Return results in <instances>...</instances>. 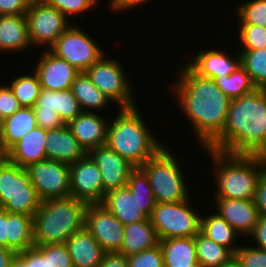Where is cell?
Returning <instances> with one entry per match:
<instances>
[{"label":"cell","instance_id":"obj_1","mask_svg":"<svg viewBox=\"0 0 266 267\" xmlns=\"http://www.w3.org/2000/svg\"><path fill=\"white\" fill-rule=\"evenodd\" d=\"M171 85L182 113L190 120L197 143L207 148L223 131L231 99L212 78L197 74L187 63Z\"/></svg>","mask_w":266,"mask_h":267},{"label":"cell","instance_id":"obj_2","mask_svg":"<svg viewBox=\"0 0 266 267\" xmlns=\"http://www.w3.org/2000/svg\"><path fill=\"white\" fill-rule=\"evenodd\" d=\"M266 146V89L231 99L222 133L207 147L234 155H256Z\"/></svg>","mask_w":266,"mask_h":267},{"label":"cell","instance_id":"obj_3","mask_svg":"<svg viewBox=\"0 0 266 267\" xmlns=\"http://www.w3.org/2000/svg\"><path fill=\"white\" fill-rule=\"evenodd\" d=\"M110 122L106 145L135 168H140L165 146L152 134L137 106L119 108Z\"/></svg>","mask_w":266,"mask_h":267},{"label":"cell","instance_id":"obj_4","mask_svg":"<svg viewBox=\"0 0 266 267\" xmlns=\"http://www.w3.org/2000/svg\"><path fill=\"white\" fill-rule=\"evenodd\" d=\"M87 203L71 196L41 201L33 215L34 244L65 243L85 223Z\"/></svg>","mask_w":266,"mask_h":267},{"label":"cell","instance_id":"obj_5","mask_svg":"<svg viewBox=\"0 0 266 267\" xmlns=\"http://www.w3.org/2000/svg\"><path fill=\"white\" fill-rule=\"evenodd\" d=\"M214 164V198L253 199L263 172L255 155H234L204 148Z\"/></svg>","mask_w":266,"mask_h":267},{"label":"cell","instance_id":"obj_6","mask_svg":"<svg viewBox=\"0 0 266 267\" xmlns=\"http://www.w3.org/2000/svg\"><path fill=\"white\" fill-rule=\"evenodd\" d=\"M169 149L164 146L140 167L148 177L158 203L181 202L190 198L180 162Z\"/></svg>","mask_w":266,"mask_h":267},{"label":"cell","instance_id":"obj_7","mask_svg":"<svg viewBox=\"0 0 266 267\" xmlns=\"http://www.w3.org/2000/svg\"><path fill=\"white\" fill-rule=\"evenodd\" d=\"M40 203L28 171L0 154V207L9 213L33 216Z\"/></svg>","mask_w":266,"mask_h":267},{"label":"cell","instance_id":"obj_8","mask_svg":"<svg viewBox=\"0 0 266 267\" xmlns=\"http://www.w3.org/2000/svg\"><path fill=\"white\" fill-rule=\"evenodd\" d=\"M189 200L156 203L150 220L159 240L195 237L200 232L201 215Z\"/></svg>","mask_w":266,"mask_h":267},{"label":"cell","instance_id":"obj_9","mask_svg":"<svg viewBox=\"0 0 266 267\" xmlns=\"http://www.w3.org/2000/svg\"><path fill=\"white\" fill-rule=\"evenodd\" d=\"M103 55L99 60L92 64L85 72L90 77L92 83L110 101L116 103L118 108H134L136 102L133 96V86L125 74L124 66L115 59ZM107 58V59H106ZM132 87V88H131Z\"/></svg>","mask_w":266,"mask_h":267},{"label":"cell","instance_id":"obj_10","mask_svg":"<svg viewBox=\"0 0 266 267\" xmlns=\"http://www.w3.org/2000/svg\"><path fill=\"white\" fill-rule=\"evenodd\" d=\"M33 110L37 126L47 131L68 124L82 112L71 88L60 91L42 89Z\"/></svg>","mask_w":266,"mask_h":267},{"label":"cell","instance_id":"obj_11","mask_svg":"<svg viewBox=\"0 0 266 267\" xmlns=\"http://www.w3.org/2000/svg\"><path fill=\"white\" fill-rule=\"evenodd\" d=\"M30 43L50 49L61 34L70 27V21L53 6L41 0H31L25 14Z\"/></svg>","mask_w":266,"mask_h":267},{"label":"cell","instance_id":"obj_12","mask_svg":"<svg viewBox=\"0 0 266 267\" xmlns=\"http://www.w3.org/2000/svg\"><path fill=\"white\" fill-rule=\"evenodd\" d=\"M82 28L68 27L49 49L57 57L66 60L80 72H85L104 55L96 40L91 39Z\"/></svg>","mask_w":266,"mask_h":267},{"label":"cell","instance_id":"obj_13","mask_svg":"<svg viewBox=\"0 0 266 267\" xmlns=\"http://www.w3.org/2000/svg\"><path fill=\"white\" fill-rule=\"evenodd\" d=\"M41 201L70 196L69 165L55 160H42L25 168Z\"/></svg>","mask_w":266,"mask_h":267},{"label":"cell","instance_id":"obj_14","mask_svg":"<svg viewBox=\"0 0 266 267\" xmlns=\"http://www.w3.org/2000/svg\"><path fill=\"white\" fill-rule=\"evenodd\" d=\"M84 227L106 253L119 251L125 233L124 225L104 205L87 204Z\"/></svg>","mask_w":266,"mask_h":267},{"label":"cell","instance_id":"obj_15","mask_svg":"<svg viewBox=\"0 0 266 267\" xmlns=\"http://www.w3.org/2000/svg\"><path fill=\"white\" fill-rule=\"evenodd\" d=\"M70 196L87 204L101 203L103 191L101 172L93 159L86 154L82 159L69 165Z\"/></svg>","mask_w":266,"mask_h":267},{"label":"cell","instance_id":"obj_16","mask_svg":"<svg viewBox=\"0 0 266 267\" xmlns=\"http://www.w3.org/2000/svg\"><path fill=\"white\" fill-rule=\"evenodd\" d=\"M87 154L93 159L101 172L102 186L105 193L126 186L130 173L135 169L133 165L106 144L91 149Z\"/></svg>","mask_w":266,"mask_h":267},{"label":"cell","instance_id":"obj_17","mask_svg":"<svg viewBox=\"0 0 266 267\" xmlns=\"http://www.w3.org/2000/svg\"><path fill=\"white\" fill-rule=\"evenodd\" d=\"M39 57L34 72L38 75L42 89L60 91L70 89L80 73L66 60L46 49Z\"/></svg>","mask_w":266,"mask_h":267},{"label":"cell","instance_id":"obj_18","mask_svg":"<svg viewBox=\"0 0 266 267\" xmlns=\"http://www.w3.org/2000/svg\"><path fill=\"white\" fill-rule=\"evenodd\" d=\"M216 212L226 220L229 225L242 236H248L254 229L259 212L253 199L214 198Z\"/></svg>","mask_w":266,"mask_h":267},{"label":"cell","instance_id":"obj_19","mask_svg":"<svg viewBox=\"0 0 266 267\" xmlns=\"http://www.w3.org/2000/svg\"><path fill=\"white\" fill-rule=\"evenodd\" d=\"M109 121L95 112H81L67 126L79 145L88 153L91 149L106 144Z\"/></svg>","mask_w":266,"mask_h":267},{"label":"cell","instance_id":"obj_20","mask_svg":"<svg viewBox=\"0 0 266 267\" xmlns=\"http://www.w3.org/2000/svg\"><path fill=\"white\" fill-rule=\"evenodd\" d=\"M45 150L47 159L68 165L82 159L87 154L67 124L47 131Z\"/></svg>","mask_w":266,"mask_h":267},{"label":"cell","instance_id":"obj_21","mask_svg":"<svg viewBox=\"0 0 266 267\" xmlns=\"http://www.w3.org/2000/svg\"><path fill=\"white\" fill-rule=\"evenodd\" d=\"M46 135L47 130L36 126L14 144L4 154V157L21 168H27L33 163L46 160Z\"/></svg>","mask_w":266,"mask_h":267},{"label":"cell","instance_id":"obj_22","mask_svg":"<svg viewBox=\"0 0 266 267\" xmlns=\"http://www.w3.org/2000/svg\"><path fill=\"white\" fill-rule=\"evenodd\" d=\"M187 64L199 75L215 79L216 77L228 76L240 66V53L235 57L223 51L202 50L192 56Z\"/></svg>","mask_w":266,"mask_h":267},{"label":"cell","instance_id":"obj_23","mask_svg":"<svg viewBox=\"0 0 266 267\" xmlns=\"http://www.w3.org/2000/svg\"><path fill=\"white\" fill-rule=\"evenodd\" d=\"M64 244L71 256L73 267H99L106 253L85 227L72 234Z\"/></svg>","mask_w":266,"mask_h":267},{"label":"cell","instance_id":"obj_24","mask_svg":"<svg viewBox=\"0 0 266 267\" xmlns=\"http://www.w3.org/2000/svg\"><path fill=\"white\" fill-rule=\"evenodd\" d=\"M123 225L146 220L127 186L105 193L101 202Z\"/></svg>","mask_w":266,"mask_h":267},{"label":"cell","instance_id":"obj_25","mask_svg":"<svg viewBox=\"0 0 266 267\" xmlns=\"http://www.w3.org/2000/svg\"><path fill=\"white\" fill-rule=\"evenodd\" d=\"M124 229L125 233L121 247L117 252L119 254L128 257L159 244L156 230L148 218L143 221L124 225Z\"/></svg>","mask_w":266,"mask_h":267},{"label":"cell","instance_id":"obj_26","mask_svg":"<svg viewBox=\"0 0 266 267\" xmlns=\"http://www.w3.org/2000/svg\"><path fill=\"white\" fill-rule=\"evenodd\" d=\"M30 47L32 44L30 43L26 16H0V52H21Z\"/></svg>","mask_w":266,"mask_h":267},{"label":"cell","instance_id":"obj_27","mask_svg":"<svg viewBox=\"0 0 266 267\" xmlns=\"http://www.w3.org/2000/svg\"><path fill=\"white\" fill-rule=\"evenodd\" d=\"M164 267H191L198 264L194 237L159 240Z\"/></svg>","mask_w":266,"mask_h":267},{"label":"cell","instance_id":"obj_28","mask_svg":"<svg viewBox=\"0 0 266 267\" xmlns=\"http://www.w3.org/2000/svg\"><path fill=\"white\" fill-rule=\"evenodd\" d=\"M37 126L33 107H21L2 120V155Z\"/></svg>","mask_w":266,"mask_h":267},{"label":"cell","instance_id":"obj_29","mask_svg":"<svg viewBox=\"0 0 266 267\" xmlns=\"http://www.w3.org/2000/svg\"><path fill=\"white\" fill-rule=\"evenodd\" d=\"M71 90L78 100L82 112L100 111L106 108L110 99L91 81L86 72H80L74 79ZM93 109V110H92Z\"/></svg>","mask_w":266,"mask_h":267},{"label":"cell","instance_id":"obj_30","mask_svg":"<svg viewBox=\"0 0 266 267\" xmlns=\"http://www.w3.org/2000/svg\"><path fill=\"white\" fill-rule=\"evenodd\" d=\"M7 248L16 253L35 246L33 216L8 212Z\"/></svg>","mask_w":266,"mask_h":267},{"label":"cell","instance_id":"obj_31","mask_svg":"<svg viewBox=\"0 0 266 267\" xmlns=\"http://www.w3.org/2000/svg\"><path fill=\"white\" fill-rule=\"evenodd\" d=\"M200 232L208 239L228 248L233 254L240 247L234 245L240 235L217 212L209 216L201 215Z\"/></svg>","mask_w":266,"mask_h":267},{"label":"cell","instance_id":"obj_32","mask_svg":"<svg viewBox=\"0 0 266 267\" xmlns=\"http://www.w3.org/2000/svg\"><path fill=\"white\" fill-rule=\"evenodd\" d=\"M194 241L197 260L202 267H222L234 257L228 248L208 239L201 232L194 237Z\"/></svg>","mask_w":266,"mask_h":267},{"label":"cell","instance_id":"obj_33","mask_svg":"<svg viewBox=\"0 0 266 267\" xmlns=\"http://www.w3.org/2000/svg\"><path fill=\"white\" fill-rule=\"evenodd\" d=\"M126 186L139 204L140 211L150 219L157 202L146 174L140 168H135L130 173Z\"/></svg>","mask_w":266,"mask_h":267},{"label":"cell","instance_id":"obj_34","mask_svg":"<svg viewBox=\"0 0 266 267\" xmlns=\"http://www.w3.org/2000/svg\"><path fill=\"white\" fill-rule=\"evenodd\" d=\"M221 91L230 99L239 98L253 93L257 88L254 86L250 76L240 65L228 76L213 79Z\"/></svg>","mask_w":266,"mask_h":267},{"label":"cell","instance_id":"obj_35","mask_svg":"<svg viewBox=\"0 0 266 267\" xmlns=\"http://www.w3.org/2000/svg\"><path fill=\"white\" fill-rule=\"evenodd\" d=\"M9 86L22 107H33L42 90L38 75L21 74L11 79Z\"/></svg>","mask_w":266,"mask_h":267},{"label":"cell","instance_id":"obj_36","mask_svg":"<svg viewBox=\"0 0 266 267\" xmlns=\"http://www.w3.org/2000/svg\"><path fill=\"white\" fill-rule=\"evenodd\" d=\"M240 65L250 76L257 89H266V48L240 51Z\"/></svg>","mask_w":266,"mask_h":267},{"label":"cell","instance_id":"obj_37","mask_svg":"<svg viewBox=\"0 0 266 267\" xmlns=\"http://www.w3.org/2000/svg\"><path fill=\"white\" fill-rule=\"evenodd\" d=\"M239 25H254L266 28V0H248L236 7Z\"/></svg>","mask_w":266,"mask_h":267},{"label":"cell","instance_id":"obj_38","mask_svg":"<svg viewBox=\"0 0 266 267\" xmlns=\"http://www.w3.org/2000/svg\"><path fill=\"white\" fill-rule=\"evenodd\" d=\"M240 43L242 51L261 50L266 48V28L254 25H239Z\"/></svg>","mask_w":266,"mask_h":267},{"label":"cell","instance_id":"obj_39","mask_svg":"<svg viewBox=\"0 0 266 267\" xmlns=\"http://www.w3.org/2000/svg\"><path fill=\"white\" fill-rule=\"evenodd\" d=\"M47 255V267H73L71 256L64 243L37 245Z\"/></svg>","mask_w":266,"mask_h":267},{"label":"cell","instance_id":"obj_40","mask_svg":"<svg viewBox=\"0 0 266 267\" xmlns=\"http://www.w3.org/2000/svg\"><path fill=\"white\" fill-rule=\"evenodd\" d=\"M49 6L55 7L64 16L69 19L74 15H81L83 12H87L93 9L99 2V0H41Z\"/></svg>","mask_w":266,"mask_h":267},{"label":"cell","instance_id":"obj_41","mask_svg":"<svg viewBox=\"0 0 266 267\" xmlns=\"http://www.w3.org/2000/svg\"><path fill=\"white\" fill-rule=\"evenodd\" d=\"M129 267H164L160 245L127 257Z\"/></svg>","mask_w":266,"mask_h":267},{"label":"cell","instance_id":"obj_42","mask_svg":"<svg viewBox=\"0 0 266 267\" xmlns=\"http://www.w3.org/2000/svg\"><path fill=\"white\" fill-rule=\"evenodd\" d=\"M234 258L241 267H266V251L253 246H241L236 249Z\"/></svg>","mask_w":266,"mask_h":267},{"label":"cell","instance_id":"obj_43","mask_svg":"<svg viewBox=\"0 0 266 267\" xmlns=\"http://www.w3.org/2000/svg\"><path fill=\"white\" fill-rule=\"evenodd\" d=\"M22 106L20 105L17 98L14 96L9 85L0 86V119L3 120L16 111Z\"/></svg>","mask_w":266,"mask_h":267},{"label":"cell","instance_id":"obj_44","mask_svg":"<svg viewBox=\"0 0 266 267\" xmlns=\"http://www.w3.org/2000/svg\"><path fill=\"white\" fill-rule=\"evenodd\" d=\"M31 0H0V16L25 15Z\"/></svg>","mask_w":266,"mask_h":267},{"label":"cell","instance_id":"obj_45","mask_svg":"<svg viewBox=\"0 0 266 267\" xmlns=\"http://www.w3.org/2000/svg\"><path fill=\"white\" fill-rule=\"evenodd\" d=\"M253 202L259 215L266 216V176L263 174L257 182Z\"/></svg>","mask_w":266,"mask_h":267},{"label":"cell","instance_id":"obj_46","mask_svg":"<svg viewBox=\"0 0 266 267\" xmlns=\"http://www.w3.org/2000/svg\"><path fill=\"white\" fill-rule=\"evenodd\" d=\"M255 242V248L266 251V216L259 215L253 231L249 235Z\"/></svg>","mask_w":266,"mask_h":267},{"label":"cell","instance_id":"obj_47","mask_svg":"<svg viewBox=\"0 0 266 267\" xmlns=\"http://www.w3.org/2000/svg\"><path fill=\"white\" fill-rule=\"evenodd\" d=\"M99 267H129L127 257L117 252L105 253Z\"/></svg>","mask_w":266,"mask_h":267},{"label":"cell","instance_id":"obj_48","mask_svg":"<svg viewBox=\"0 0 266 267\" xmlns=\"http://www.w3.org/2000/svg\"><path fill=\"white\" fill-rule=\"evenodd\" d=\"M147 1L149 0H110L109 6L111 7L112 11L121 12L123 10L125 11L131 8L134 9V7L144 5V3L146 4Z\"/></svg>","mask_w":266,"mask_h":267},{"label":"cell","instance_id":"obj_49","mask_svg":"<svg viewBox=\"0 0 266 267\" xmlns=\"http://www.w3.org/2000/svg\"><path fill=\"white\" fill-rule=\"evenodd\" d=\"M8 212L0 207V246L7 248Z\"/></svg>","mask_w":266,"mask_h":267},{"label":"cell","instance_id":"obj_50","mask_svg":"<svg viewBox=\"0 0 266 267\" xmlns=\"http://www.w3.org/2000/svg\"><path fill=\"white\" fill-rule=\"evenodd\" d=\"M11 267H31V248L16 253Z\"/></svg>","mask_w":266,"mask_h":267},{"label":"cell","instance_id":"obj_51","mask_svg":"<svg viewBox=\"0 0 266 267\" xmlns=\"http://www.w3.org/2000/svg\"><path fill=\"white\" fill-rule=\"evenodd\" d=\"M31 267H47V255L37 246L31 248Z\"/></svg>","mask_w":266,"mask_h":267},{"label":"cell","instance_id":"obj_52","mask_svg":"<svg viewBox=\"0 0 266 267\" xmlns=\"http://www.w3.org/2000/svg\"><path fill=\"white\" fill-rule=\"evenodd\" d=\"M16 252L0 246V267H11Z\"/></svg>","mask_w":266,"mask_h":267},{"label":"cell","instance_id":"obj_53","mask_svg":"<svg viewBox=\"0 0 266 267\" xmlns=\"http://www.w3.org/2000/svg\"><path fill=\"white\" fill-rule=\"evenodd\" d=\"M255 156L260 162L263 175L266 176V146L263 147Z\"/></svg>","mask_w":266,"mask_h":267},{"label":"cell","instance_id":"obj_54","mask_svg":"<svg viewBox=\"0 0 266 267\" xmlns=\"http://www.w3.org/2000/svg\"><path fill=\"white\" fill-rule=\"evenodd\" d=\"M222 267H241V265L237 262V260L233 257L228 263L223 265Z\"/></svg>","mask_w":266,"mask_h":267},{"label":"cell","instance_id":"obj_55","mask_svg":"<svg viewBox=\"0 0 266 267\" xmlns=\"http://www.w3.org/2000/svg\"><path fill=\"white\" fill-rule=\"evenodd\" d=\"M0 154L2 155V120L0 119Z\"/></svg>","mask_w":266,"mask_h":267},{"label":"cell","instance_id":"obj_56","mask_svg":"<svg viewBox=\"0 0 266 267\" xmlns=\"http://www.w3.org/2000/svg\"><path fill=\"white\" fill-rule=\"evenodd\" d=\"M191 267H202V266L198 263V264H195V265H193Z\"/></svg>","mask_w":266,"mask_h":267}]
</instances>
